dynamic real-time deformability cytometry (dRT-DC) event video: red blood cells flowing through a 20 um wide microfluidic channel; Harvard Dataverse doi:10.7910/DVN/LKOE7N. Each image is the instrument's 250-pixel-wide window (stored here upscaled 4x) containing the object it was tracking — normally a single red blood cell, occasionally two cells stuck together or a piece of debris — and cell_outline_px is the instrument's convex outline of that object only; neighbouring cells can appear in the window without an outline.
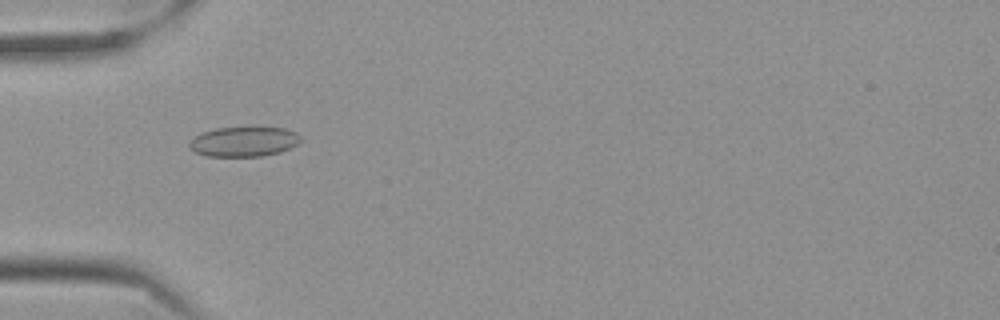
{"species": "Egyptian fruit bat (a non-hibernating species)", "species_latin": "Rousettus aegyptiacus", "temperature_condition": "cold", "stored_images_in_passage": 42, "camera_frame_rate_fps": 3000, "um_per_image_px": 0.085, "frame": {"image": 1, "passage_image": 3, "time_ms": 0.667, "image_size_px": [1000, 320], "cell_outline_px": [[300, 140], [296, 144], [280, 152], [260, 156], [208, 156], [196, 152], [188, 148], [188, 144], [196, 136], [204, 132], [216, 128], [256, 124], [284, 128], [296, 132], [300, 136]], "centroid_in_image_um": [20.75, 11.98], "position_along_channel_um": 64.3, "area_um2": 19.94}}
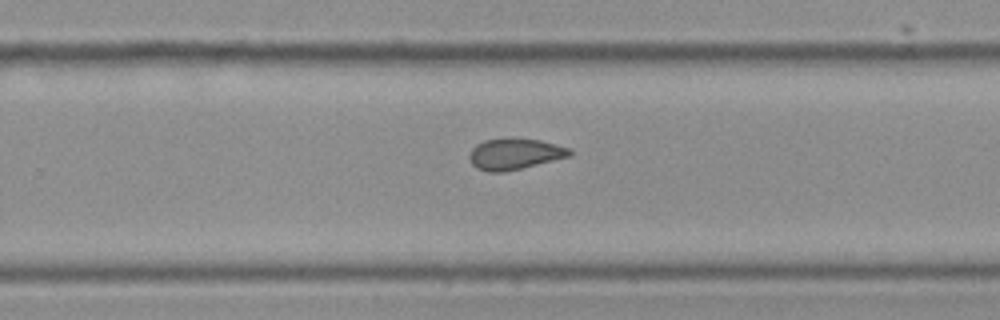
{"frame": {"image": 2, "passage_image": 22, "time_ms": 7.0, "image_size_px": [1000, 320], "cell_outline_px": [[572, 156], [504, 172], [488, 172], [476, 168], [468, 160], [468, 156], [472, 148], [476, 144], [484, 140], [540, 140], [568, 148], [572, 152]], "centroid_in_image_um": [43.71, 13.12], "position_along_channel_um": 286.1, "area_um2": 17.74}}
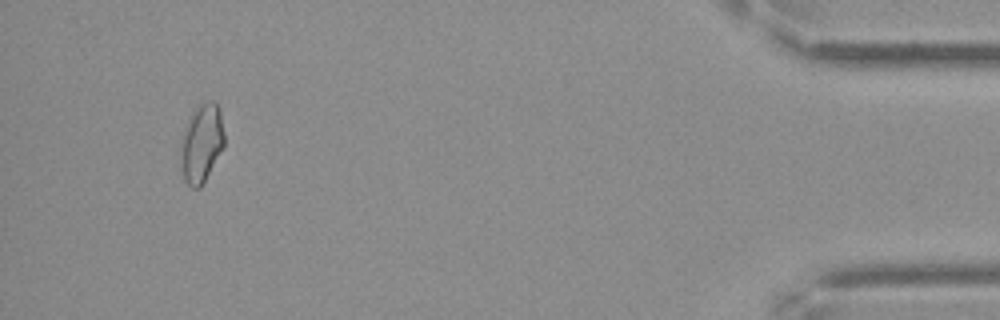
{"frame": {"image": 3, "passage_image": 39, "time_ms": 12.667, "image_size_px": [1000, 320], "cell_outline_px": [[224, 148], [200, 188], [192, 188], [184, 180], [180, 156], [180, 140], [184, 128], [192, 112], [200, 104], [208, 100], [216, 100], [220, 112], [224, 132]], "centroid_in_image_um": [17.13, 12.16], "position_along_channel_um": 418.1, "area_um2": 20.17}, "authors_computed_cell_mechanics": {"area_um2": 18.3804, "velocity_mm_per_s": 3.5172, "shape_relaxation_time_tau1_ms": null, "shape_relaxation_time_tau2_ms": 1.5461, "deformation_change_tau1": null, "deformation_change_tau2": 0.0794}}